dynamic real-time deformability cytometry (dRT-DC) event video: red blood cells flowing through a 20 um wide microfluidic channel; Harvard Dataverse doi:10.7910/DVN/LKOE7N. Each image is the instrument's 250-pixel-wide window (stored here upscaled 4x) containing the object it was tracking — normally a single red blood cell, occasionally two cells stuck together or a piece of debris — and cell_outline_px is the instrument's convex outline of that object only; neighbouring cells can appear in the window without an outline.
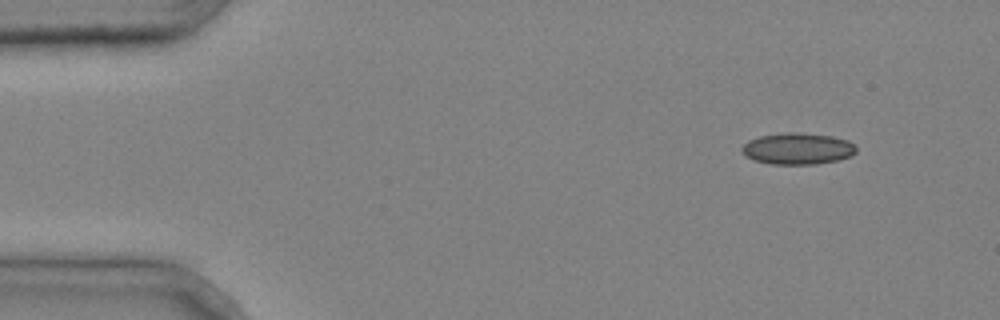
{"species": "common noctule bat (a hibernating species)", "species_latin": "Nyctalus noctula", "temperature_condition": "cold", "stored_images_in_passage": 3, "camera_frame_rate_fps": 3000, "um_per_image_px": 0.085, "animal": {"sex": "male", "body_mass_g": 20.4}, "frame": {"image": 1, "passage_image": 1, "time_ms": 0.0, "image_size_px": [1000, 320], "cell_outline_px": [[856, 152], [852, 156], [836, 160], [816, 164], [772, 164], [752, 160], [740, 148], [748, 140], [760, 136], [788, 132], [800, 132], [832, 136], [848, 140], [856, 148]], "centroid_in_image_um": [67.81, 12.63], "position_along_channel_um": 17.2, "area_um2": 20.92}}